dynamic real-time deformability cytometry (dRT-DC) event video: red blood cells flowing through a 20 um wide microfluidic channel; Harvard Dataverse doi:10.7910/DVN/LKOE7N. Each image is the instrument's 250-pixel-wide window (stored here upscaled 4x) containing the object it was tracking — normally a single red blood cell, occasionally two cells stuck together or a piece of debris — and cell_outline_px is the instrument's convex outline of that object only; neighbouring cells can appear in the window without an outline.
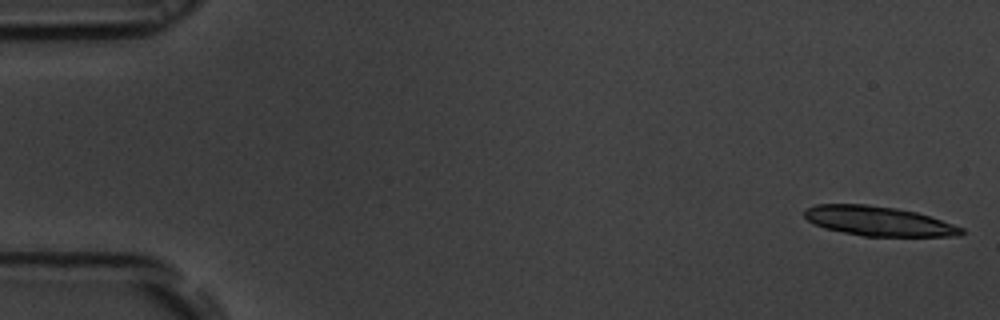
{"species": "common noctule bat (a hibernating species)", "species_latin": "Nyctalus noctula", "temperature_condition": "room temperature", "stored_images_in_passage": 41, "camera_frame_rate_fps": 3000, "um_per_image_px": 0.085, "animal": {"sex": "male", "body_mass_g": 19.5, "forearm_length_mm": 54.6}, "frame": {"image": 1, "passage_image": 1, "time_ms": 0.0, "image_size_px": [1000, 320], "cell_outline_px": [[964, 232], [960, 236], [864, 236], [824, 228], [808, 220], [804, 216], [804, 208], [816, 204], [868, 204], [896, 208], [916, 212], [964, 228]], "centroid_in_image_um": [74.65, 18.79], "position_along_channel_um": 10.4, "area_um2": 26.88}}
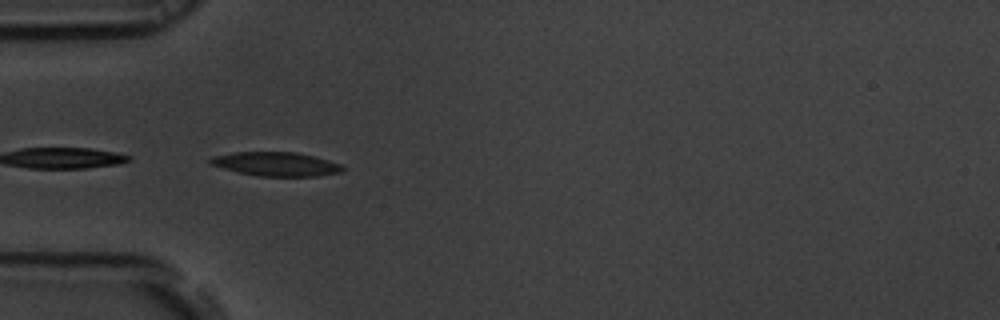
{"frame": {"image": 2, "passage_image": 17, "time_ms": 5.333, "image_size_px": [1000, 320], "cell_outline_px": [[344, 172], [316, 176], [260, 176], [240, 172], [208, 164], [208, 160], [212, 156], [236, 152], [296, 152], [328, 160], [340, 164], [344, 168]], "centroid_in_image_um": [23.47, 13.94], "position_along_channel_um": 61.5, "area_um2": 18.32}}
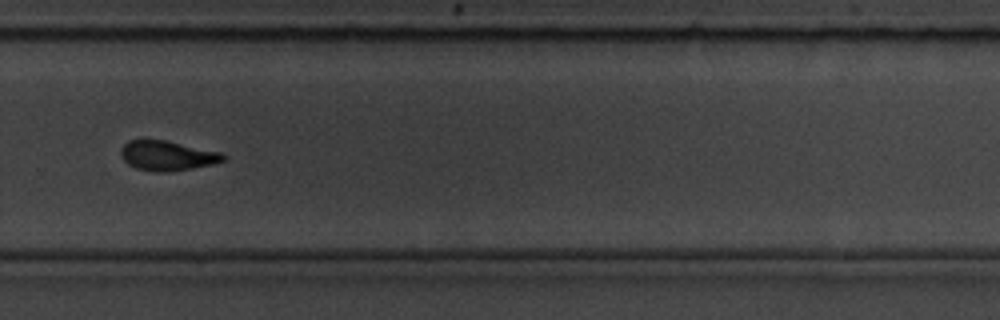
{"frame": {"image": 3, "passage_image": 38, "time_ms": 12.333, "image_size_px": [1000, 320], "cell_outline_px": [[228, 156], [224, 160], [216, 164], [168, 172], [156, 172], [136, 168], [128, 164], [120, 156], [120, 148], [128, 140], [164, 140], [220, 152]], "centroid_in_image_um": [14.22, 13.24], "position_along_channel_um": 315.6, "area_um2": 17.8}}